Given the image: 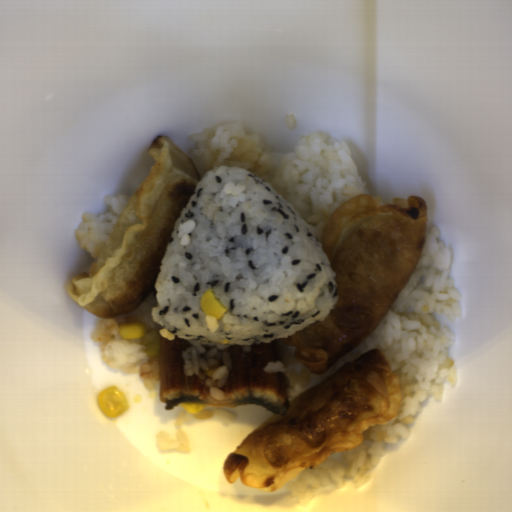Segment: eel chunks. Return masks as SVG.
Listing matches in <instances>:
<instances>
[{
	"label": "eel chunks",
	"instance_id": "4dd315ae",
	"mask_svg": "<svg viewBox=\"0 0 512 512\" xmlns=\"http://www.w3.org/2000/svg\"><path fill=\"white\" fill-rule=\"evenodd\" d=\"M189 346V340L159 336V392L163 407L172 410L181 402L222 408L254 404L275 415L287 414L291 401L286 375L264 372L268 363L280 359L277 338L259 345L230 346L231 372L223 385L226 397L222 401L211 396L204 380L186 374L183 354Z\"/></svg>",
	"mask_w": 512,
	"mask_h": 512
}]
</instances>
